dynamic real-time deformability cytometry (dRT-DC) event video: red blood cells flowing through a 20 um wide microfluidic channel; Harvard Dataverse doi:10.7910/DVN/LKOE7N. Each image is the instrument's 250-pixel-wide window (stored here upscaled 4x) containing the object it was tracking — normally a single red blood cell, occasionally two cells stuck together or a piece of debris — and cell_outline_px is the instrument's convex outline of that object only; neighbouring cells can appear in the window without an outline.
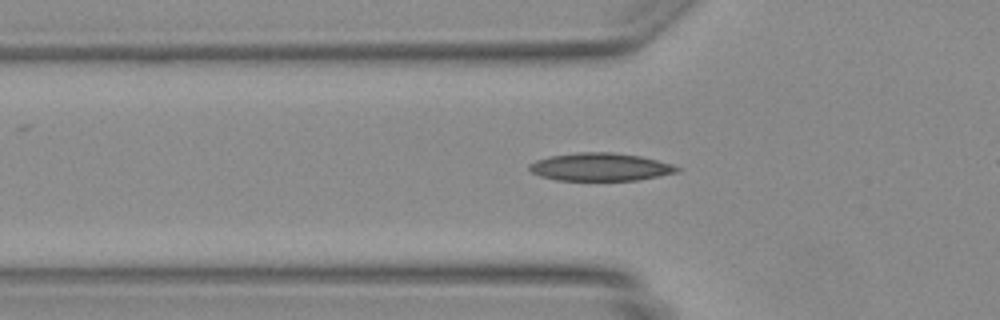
{"species": "Egyptian fruit bat (a non-hibernating species)", "species_latin": "Rousettus aegyptiacus", "temperature_condition": "warm", "stored_images_in_passage": 33, "camera_frame_rate_fps": 3000, "um_per_image_px": 0.085, "animal": {"sex": "female"}, "frame": {"image": 1, "passage_image": 7, "time_ms": 2.0, "image_size_px": [1000, 320], "cell_outline_px": [[672, 168], [668, 172], [648, 176], [624, 180], [568, 180], [548, 176], [536, 172], [532, 168], [544, 160], [560, 156], [632, 156], [648, 160]], "centroid_in_image_um": [50.94, 14.27], "position_along_channel_um": 74.9, "area_um2": 19.13}}
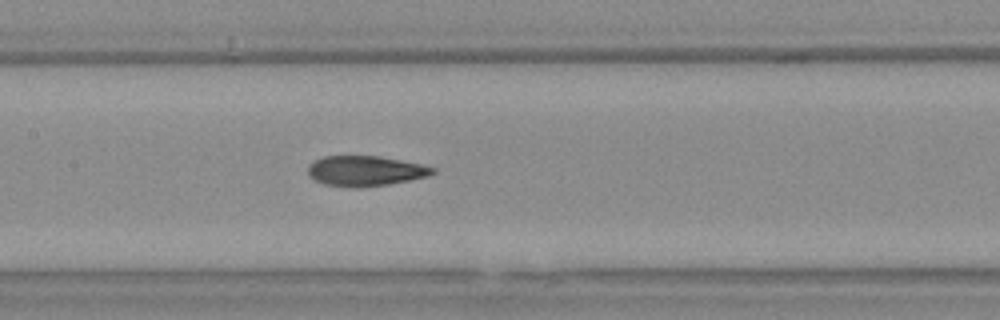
{"frame": {"image": 2, "passage_image": 14, "time_ms": 4.333, "image_size_px": [1000, 320], "cell_outline_px": [[432, 172], [420, 176], [400, 180], [376, 184], [336, 184], [324, 180], [316, 176], [312, 172], [312, 164], [320, 160], [336, 156], [368, 156], [412, 164], [428, 168]], "centroid_in_image_um": [31.02, 14.47], "position_along_channel_um": 176.4, "area_um2": 17.98}}
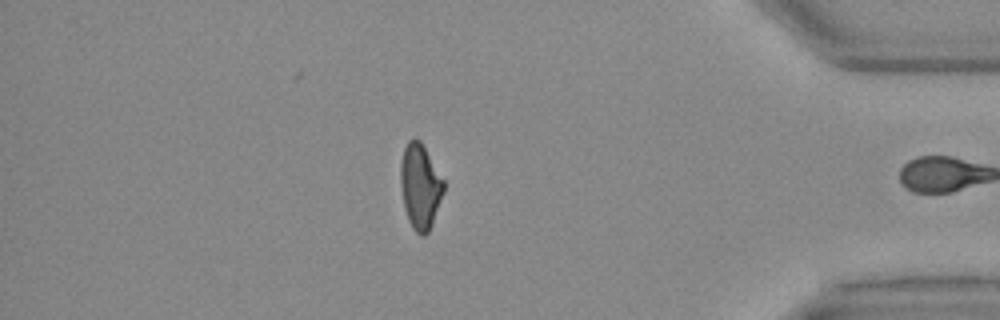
{"frame": {"image": 3, "passage_image": 32, "time_ms": 10.333, "image_size_px": [1000, 320], "cell_outline_px": [[444, 188], [428, 228], [424, 232], [420, 232], [412, 224], [408, 216], [404, 200], [404, 152], [408, 144], [412, 140], [416, 140], [420, 144], [444, 184]], "centroid_in_image_um": [35.75, 15.85], "position_along_channel_um": 399.5, "area_um2": 17.98}}